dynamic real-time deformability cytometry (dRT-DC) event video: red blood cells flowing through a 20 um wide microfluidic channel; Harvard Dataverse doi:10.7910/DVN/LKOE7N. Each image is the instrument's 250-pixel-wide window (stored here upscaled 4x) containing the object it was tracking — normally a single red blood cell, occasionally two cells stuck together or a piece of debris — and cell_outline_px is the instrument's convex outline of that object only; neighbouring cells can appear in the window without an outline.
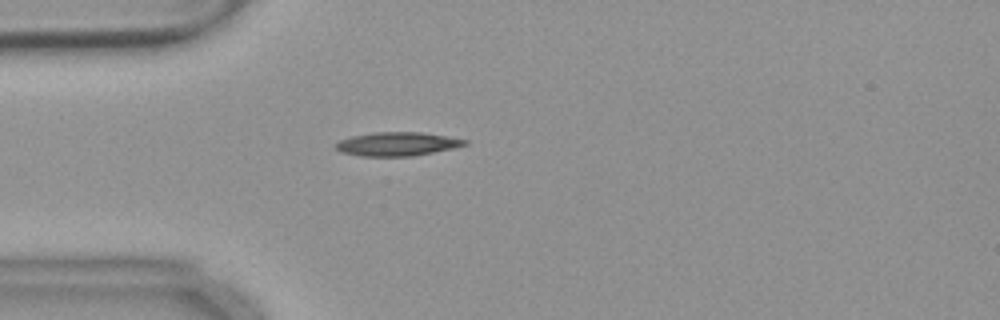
{"species": "common noctule bat (a hibernating species)", "species_latin": "Nyctalus noctula", "temperature_condition": "warm", "stored_images_in_passage": 55, "camera_frame_rate_fps": 3000, "um_per_image_px": 0.085, "animal": {"sex": "female", "body_mass_g": 18.4}, "frame": {"image": 1, "passage_image": 15, "time_ms": 4.667, "image_size_px": [1000, 320], "cell_outline_px": [[468, 144], [452, 148], [412, 156], [360, 156], [340, 152], [332, 148], [332, 144], [340, 140], [352, 136], [372, 132], [420, 132], [468, 140]], "centroid_in_image_um": [33.66, 12.24], "position_along_channel_um": 51.3, "area_um2": 17.86}}
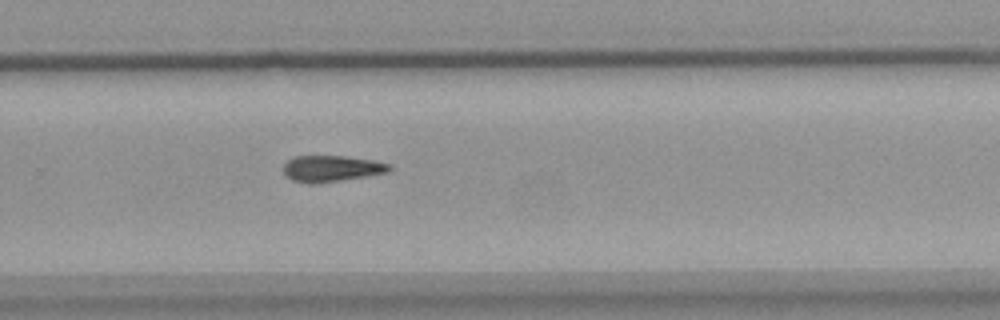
{"frame": {"image": 2, "passage_image": 36, "time_ms": 11.667, "image_size_px": [1000, 320], "cell_outline_px": [[392, 168], [388, 172], [368, 176], [312, 184], [308, 184], [292, 180], [284, 176], [284, 164], [288, 160], [296, 156], [344, 156], [372, 160], [392, 164]], "centroid_in_image_um": [28.18, 14.33], "position_along_channel_um": 301.6, "area_um2": 16.24}}
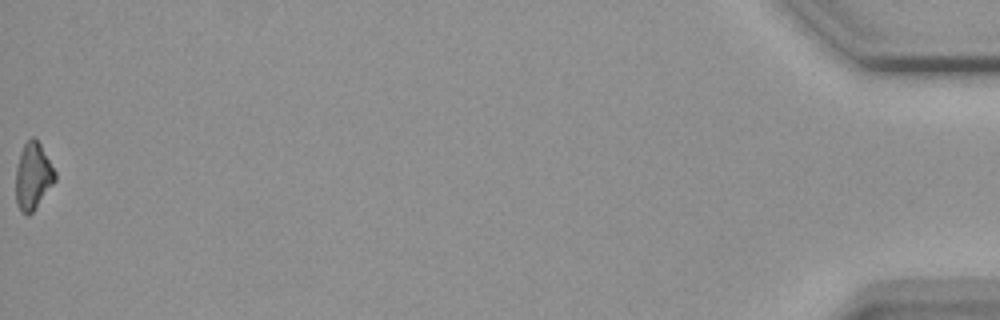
{"frame": {"image": 3, "passage_image": 55, "time_ms": 18.0, "image_size_px": [1000, 320], "cell_outline_px": [[56, 180], [32, 212], [28, 216], [20, 212], [16, 204], [16, 168], [20, 152], [24, 144], [32, 136], [40, 144], [56, 172]], "centroid_in_image_um": [2.79, 15.0], "position_along_channel_um": 432.4, "area_um2": 15.2}, "authors_computed_cell_mechanics": {"area_um2": 16.473, "velocity_mm_per_s": 3.6973, "shape_relaxation_time_tau1_ms": 6.4411, "shape_relaxation_time_tau2_ms": null, "deformation_change_tau1": 0.1709, "deformation_change_tau2": null}}